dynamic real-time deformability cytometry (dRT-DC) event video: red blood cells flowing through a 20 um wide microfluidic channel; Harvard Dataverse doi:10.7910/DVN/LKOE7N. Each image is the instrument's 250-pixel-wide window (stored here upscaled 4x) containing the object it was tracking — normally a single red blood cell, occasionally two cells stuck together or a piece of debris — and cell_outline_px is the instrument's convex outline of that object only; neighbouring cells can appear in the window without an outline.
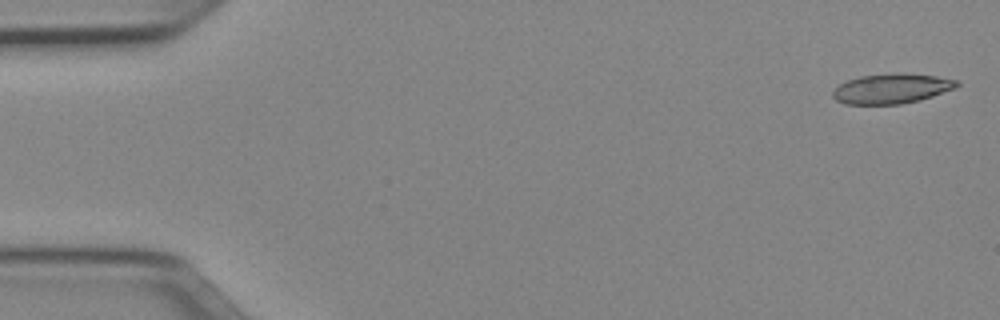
{"species": "Egyptian fruit bat (a non-hibernating species)", "species_latin": "Rousettus aegyptiacus", "temperature_condition": "cold", "stored_images_in_passage": 51, "camera_frame_rate_fps": 3000, "um_per_image_px": 0.085, "animal": {"sex": "female"}, "frame": {"image": 1, "passage_image": 2, "time_ms": 0.333, "image_size_px": [1000, 320], "cell_outline_px": [[956, 84], [948, 88], [928, 96], [912, 100], [892, 104], [852, 104], [840, 100], [844, 84], [852, 80], [868, 76], [928, 76], [944, 80]], "centroid_in_image_um": [75.75, 7.58], "position_along_channel_um": 9.2, "area_um2": 17.74}}
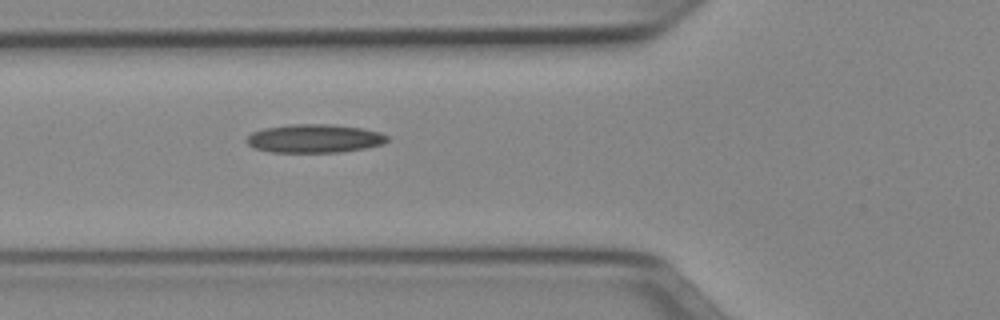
{"frame": {"image": 2, "passage_image": 19, "time_ms": 6.0, "image_size_px": [1000, 320], "cell_outline_px": [[384, 140], [376, 144], [356, 148], [320, 152], [288, 152], [264, 148], [252, 144], [248, 140], [252, 136], [260, 132], [276, 128], [352, 128], [372, 132], [384, 136]], "centroid_in_image_um": [26.74, 11.84], "position_along_channel_um": 99.1, "area_um2": 18.79}}
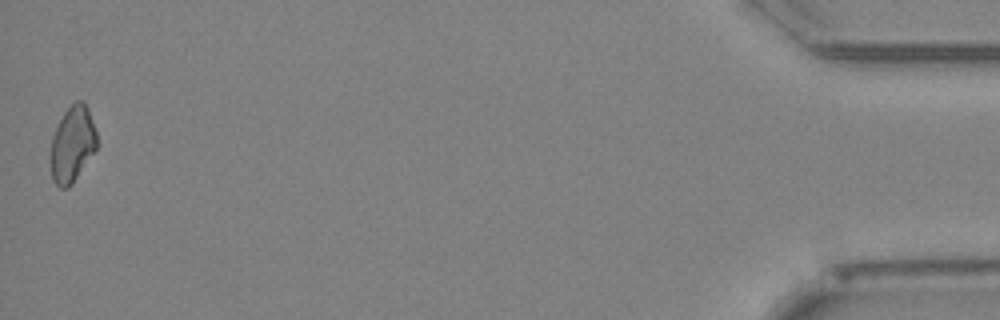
{"frame": {"image": 3, "passage_image": 51, "time_ms": 16.667, "image_size_px": [1000, 320], "cell_outline_px": [[96, 148], [72, 180], [64, 188], [56, 180], [52, 172], [52, 144], [56, 132], [64, 116], [72, 108], [84, 104], [96, 132]], "centroid_in_image_um": [6.18, 12.3], "position_along_channel_um": 429.0, "area_um2": 17.74}}